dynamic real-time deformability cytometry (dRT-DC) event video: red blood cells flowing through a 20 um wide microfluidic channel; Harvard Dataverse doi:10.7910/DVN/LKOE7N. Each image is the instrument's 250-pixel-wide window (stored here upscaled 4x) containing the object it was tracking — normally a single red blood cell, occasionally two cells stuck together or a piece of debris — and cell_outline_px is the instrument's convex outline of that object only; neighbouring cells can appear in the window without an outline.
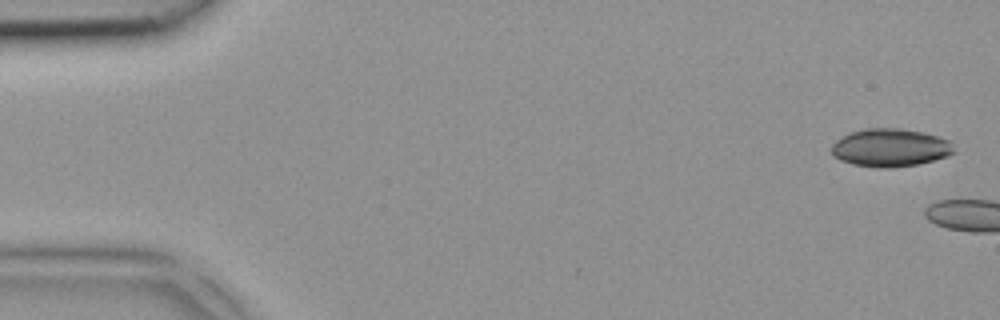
{"species": "common noctule bat (a hibernating species)", "species_latin": "Nyctalus noctula", "temperature_condition": "room temperature", "stored_images_in_passage": 3, "camera_frame_rate_fps": 3000, "um_per_image_px": 0.085, "animal": {"sex": "female", "body_mass_g": 18.4}, "frame": {"image": 1, "passage_image": 1, "time_ms": 0.0, "image_size_px": [1000, 320], "cell_outline_px": [[956, 152], [948, 156], [916, 164], [892, 168], [876, 168], [852, 164], [840, 160], [832, 156], [832, 144], [836, 140], [852, 132], [864, 128], [900, 128], [920, 132], [936, 136], [948, 140], [952, 144]], "centroid_in_image_um": [75.65, 12.56], "position_along_channel_um": 9.3, "area_um2": 27.05}}